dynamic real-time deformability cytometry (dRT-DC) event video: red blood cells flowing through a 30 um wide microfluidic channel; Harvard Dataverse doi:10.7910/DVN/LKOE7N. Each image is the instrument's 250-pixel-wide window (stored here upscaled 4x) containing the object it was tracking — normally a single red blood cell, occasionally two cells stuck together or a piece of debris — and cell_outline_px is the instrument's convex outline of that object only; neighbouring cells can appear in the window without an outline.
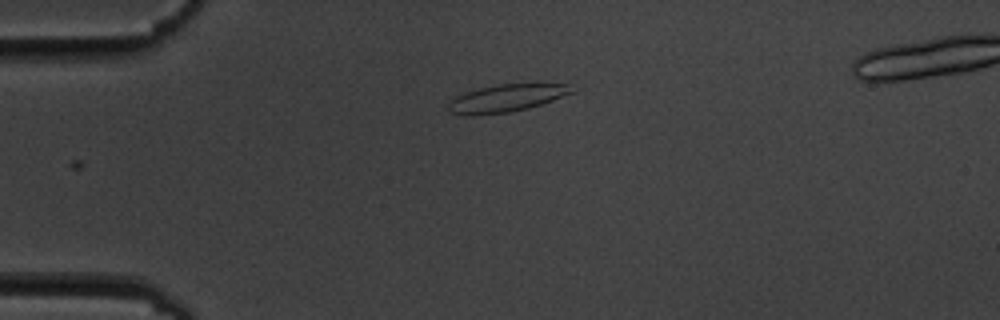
{"species": "common noctule bat (a hibernating species)", "species_latin": "Nyctalus noctula", "temperature_condition": "cold", "stored_images_in_passage": 4, "camera_frame_rate_fps": 3000, "um_per_image_px": 0.085, "animal": {"sex": "male", "body_mass_g": 19.5, "forearm_length_mm": 54.6}, "frame": {"image": 1, "passage_image": 4, "time_ms": 3.667, "image_size_px": [1000, 320], "cell_outline_px": [[576, 92], [528, 108], [508, 112], [468, 116], [464, 116], [448, 112], [448, 100], [452, 96], [464, 92], [480, 88], [500, 84], [568, 84]], "centroid_in_image_um": [42.95, 8.35], "position_along_channel_um": 42.0, "area_um2": 19.88}}